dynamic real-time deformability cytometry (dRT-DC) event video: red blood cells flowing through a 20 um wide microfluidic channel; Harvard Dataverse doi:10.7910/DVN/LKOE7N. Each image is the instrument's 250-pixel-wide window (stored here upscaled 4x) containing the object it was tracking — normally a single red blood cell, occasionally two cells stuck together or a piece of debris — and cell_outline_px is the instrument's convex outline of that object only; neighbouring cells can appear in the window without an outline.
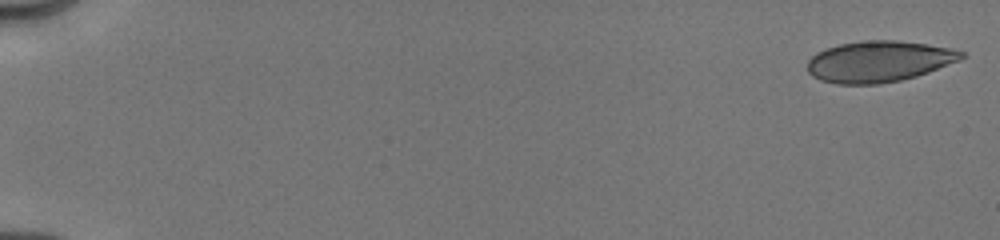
{"species": "human", "species_latin": "Homo sapiens", "temperature_condition": "cold", "stored_images_in_passage": 13, "camera_frame_rate_fps": 3000, "um_per_image_px": 0.085, "donor": {"sex": "male"}, "frame": {"image": 1, "passage_image": 1, "time_ms": 0.0, "image_size_px": [1000, 240], "cell_outline_px": [[964, 56], [960, 60], [928, 72], [916, 76], [900, 80], [880, 84], [836, 84], [820, 80], [812, 76], [808, 72], [808, 60], [816, 52], [840, 44], [860, 40], [896, 40], [928, 44], [952, 48], [964, 52]], "centroid_in_image_um": [74.7, 5.22], "position_along_channel_um": 10.3, "area_um2": 36.99}}